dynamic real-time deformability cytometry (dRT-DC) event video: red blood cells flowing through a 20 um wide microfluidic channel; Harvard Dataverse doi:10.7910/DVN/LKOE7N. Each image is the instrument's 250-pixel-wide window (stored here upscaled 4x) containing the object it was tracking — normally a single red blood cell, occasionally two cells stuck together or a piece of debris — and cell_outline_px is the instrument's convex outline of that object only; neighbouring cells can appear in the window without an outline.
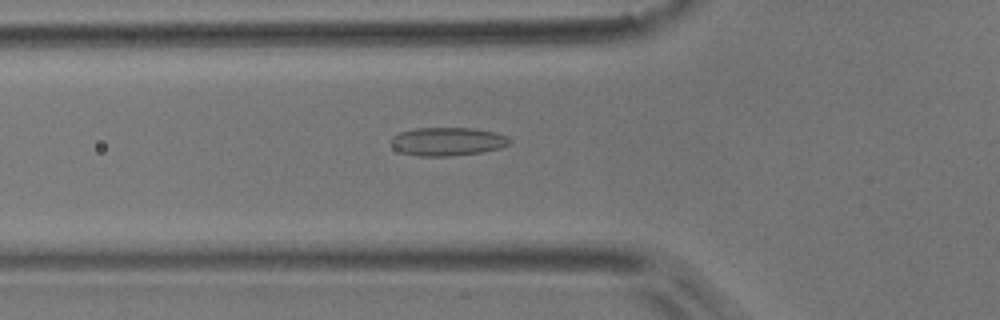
{"species": "common noctule bat (a hibernating species)", "species_latin": "Nyctalus noctula", "temperature_condition": "room temperature", "stored_images_in_passage": 50, "camera_frame_rate_fps": 3000, "um_per_image_px": 0.085, "animal": {"sex": "male", "body_mass_g": 17.9}, "frame": {"image": 1, "passage_image": 17, "time_ms": 5.333, "image_size_px": [1000, 320], "cell_outline_px": [[512, 140], [508, 144], [500, 148], [484, 152], [452, 156], [420, 156], [400, 152], [392, 148], [392, 136], [400, 132], [416, 128], [476, 128], [508, 136]], "centroid_in_image_um": [38.04, 12.03], "position_along_channel_um": 87.8, "area_um2": 19.71}}
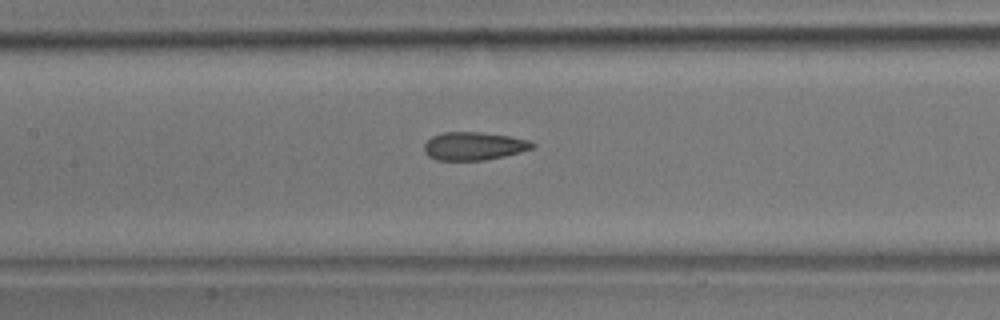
{"frame": {"image": 2, "passage_image": 23, "time_ms": 7.333, "image_size_px": [1000, 320], "cell_outline_px": [[536, 148], [504, 156], [484, 160], [436, 160], [428, 156], [424, 152], [424, 144], [432, 136], [444, 132], [480, 132], [508, 136], [528, 140], [536, 144]], "centroid_in_image_um": [40.28, 12.42], "position_along_channel_um": 167.1, "area_um2": 17.74}}
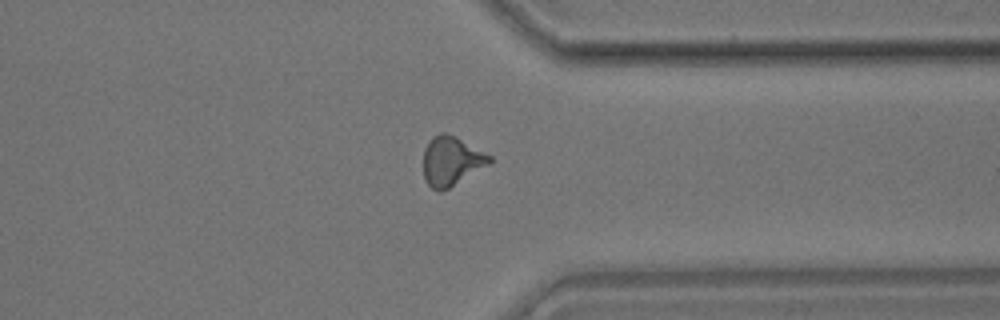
{"frame": {"image": 3, "passage_image": 39, "time_ms": 12.667, "image_size_px": [1000, 320], "cell_outline_px": [[492, 160], [488, 164], [448, 188], [440, 192], [432, 188], [428, 184], [424, 176], [424, 148], [432, 136], [440, 132], [444, 132], [456, 136], [492, 156]], "centroid_in_image_um": [38.34, 13.65], "position_along_channel_um": 373.1, "area_um2": 18.73}, "authors_computed_cell_mechanics": {"area_um2": 18.0914, "velocity_mm_per_s": 3.9221, "shape_relaxation_time_tau1_ms": 8.3924, "shape_relaxation_time_tau2_ms": 1.6668, "deformation_change_tau1": 0.2157, "deformation_change_tau2": 0.1065}}